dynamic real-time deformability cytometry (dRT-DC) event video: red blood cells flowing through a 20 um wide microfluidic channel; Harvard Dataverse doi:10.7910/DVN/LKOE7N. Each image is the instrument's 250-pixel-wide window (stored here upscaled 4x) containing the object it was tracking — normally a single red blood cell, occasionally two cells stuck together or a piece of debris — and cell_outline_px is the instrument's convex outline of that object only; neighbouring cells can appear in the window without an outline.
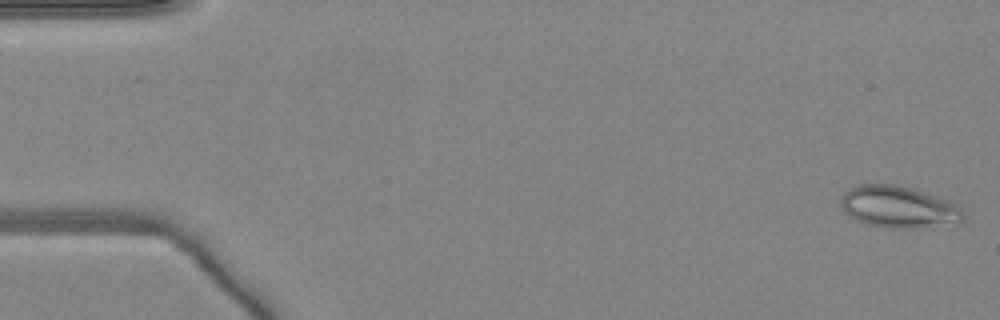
{"species": "common noctule bat (a hibernating species)", "species_latin": "Nyctalus noctula", "temperature_condition": "warm", "stored_images_in_passage": 49, "camera_frame_rate_fps": 3000, "um_per_image_px": 0.085, "animal": {"sex": "female", "body_mass_g": 24.6, "forearm_length_mm": 56.2}, "frame": {"image": 1, "passage_image": 1, "time_ms": 0.0, "image_size_px": [1000, 320], "cell_outline_px": [[964, 220], [916, 228], [888, 228], [868, 224], [856, 220], [848, 216], [844, 212], [840, 204], [840, 200], [844, 192], [848, 188], [856, 184], [896, 184], [912, 188], [924, 192], [956, 204], [964, 212]], "centroid_in_image_um": [76.29, 17.57], "position_along_channel_um": 8.7, "area_um2": 29.65}}
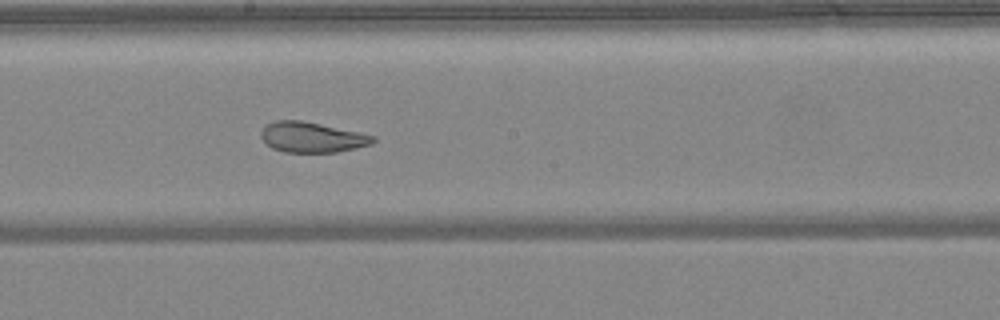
{"frame": {"image": 2, "passage_image": 27, "time_ms": 8.667, "image_size_px": [1000, 320], "cell_outline_px": [[376, 140], [372, 144], [356, 148], [336, 152], [284, 152], [272, 148], [260, 136], [260, 132], [264, 124], [276, 120], [300, 120], [320, 124], [376, 136]], "centroid_in_image_um": [26.49, 11.66], "position_along_channel_um": 221.7, "area_um2": 19.77}}
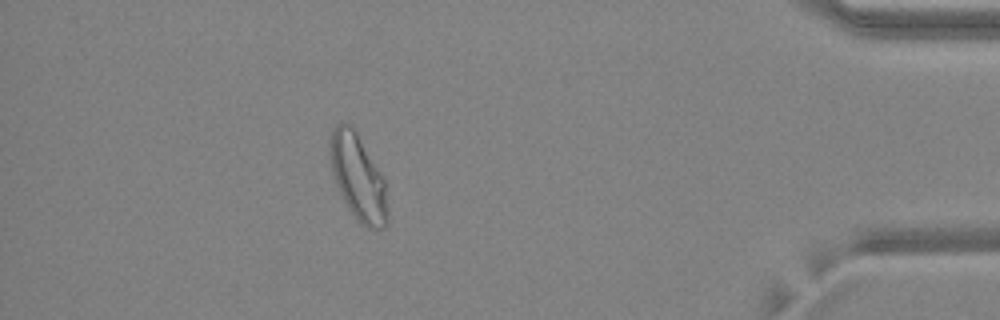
{"frame": {"image": 3, "passage_image": 44, "time_ms": 14.333, "image_size_px": [1000, 320], "cell_outline_px": [[388, 224], [384, 228], [368, 228], [360, 224], [348, 208], [336, 184], [332, 172], [328, 152], [328, 140], [332, 128], [336, 124], [344, 120], [356, 132], [384, 180], [388, 212]], "centroid_in_image_um": [30.39, 15.07], "position_along_channel_um": 404.8, "area_um2": 28.78}, "authors_computed_cell_mechanics": {"area_um2": 27.166, "velocity_mm_per_s": 4.1081, "shape_relaxation_time_tau1_ms": 6.0658, "shape_relaxation_time_tau2_ms": 1.0, "deformation_change_tau1": 0.1498, "deformation_change_tau2": 0.0732}}